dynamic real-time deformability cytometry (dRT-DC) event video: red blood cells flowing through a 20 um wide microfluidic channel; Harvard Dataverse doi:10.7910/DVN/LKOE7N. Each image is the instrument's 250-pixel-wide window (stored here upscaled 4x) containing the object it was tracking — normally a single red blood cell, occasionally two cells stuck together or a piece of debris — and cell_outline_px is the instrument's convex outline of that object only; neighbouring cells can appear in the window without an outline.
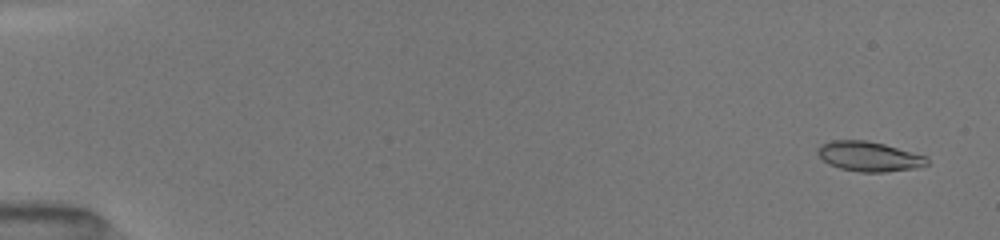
{"species": "common noctule bat (a hibernating species)", "species_latin": "Nyctalus noctula", "temperature_condition": "room temperature", "stored_images_in_passage": 51, "camera_frame_rate_fps": 3000, "um_per_image_px": 0.085, "animal": {"sex": "female", "body_mass_g": 19.5, "forearm_length_mm": 54.1}, "frame": {"image": 1, "passage_image": 3, "time_ms": 0.667, "image_size_px": [1000, 240], "cell_outline_px": [[928, 164], [916, 168], [884, 172], [860, 172], [840, 168], [828, 164], [816, 152], [816, 148], [820, 144], [832, 140], [864, 140], [884, 144], [928, 156]], "centroid_in_image_um": [73.86, 13.29], "position_along_channel_um": 11.1, "area_um2": 19.07}}
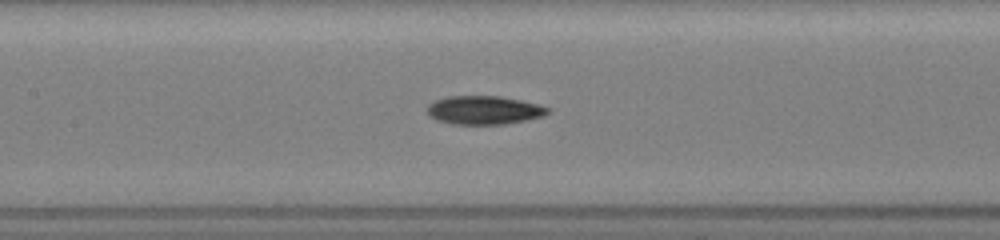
{"frame": {"image": 2, "passage_image": 29, "time_ms": 8.333, "image_size_px": [1000, 240], "cell_outline_px": [[548, 112], [544, 116], [528, 120], [504, 124], [452, 124], [436, 120], [428, 116], [428, 104], [436, 100], [448, 96], [500, 96], [520, 100], [536, 104], [548, 108]], "centroid_in_image_um": [41.11, 9.37], "position_along_channel_um": 166.3, "area_um2": 20.0}}
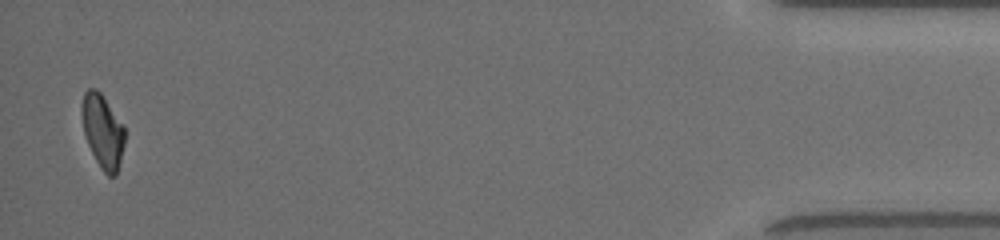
{"frame": {"image": 3, "passage_image": 51, "time_ms": 16.667, "image_size_px": [1000, 240], "cell_outline_px": [[124, 144], [116, 176], [108, 176], [100, 168], [88, 144], [84, 132], [80, 112], [80, 104], [84, 92], [88, 88], [96, 88], [104, 96], [124, 124]], "centroid_in_image_um": [8.71, 11.1], "position_along_channel_um": 426.5, "area_um2": 18.67}, "authors_computed_cell_mechanics": {"area_um2": 19.2474, "velocity_mm_per_s": 4.0562, "shape_relaxation_time_tau1_ms": 4.0586, "shape_relaxation_time_tau2_ms": 2.9525, "deformation_change_tau1": 0.1584, "deformation_change_tau2": 0.0949}}